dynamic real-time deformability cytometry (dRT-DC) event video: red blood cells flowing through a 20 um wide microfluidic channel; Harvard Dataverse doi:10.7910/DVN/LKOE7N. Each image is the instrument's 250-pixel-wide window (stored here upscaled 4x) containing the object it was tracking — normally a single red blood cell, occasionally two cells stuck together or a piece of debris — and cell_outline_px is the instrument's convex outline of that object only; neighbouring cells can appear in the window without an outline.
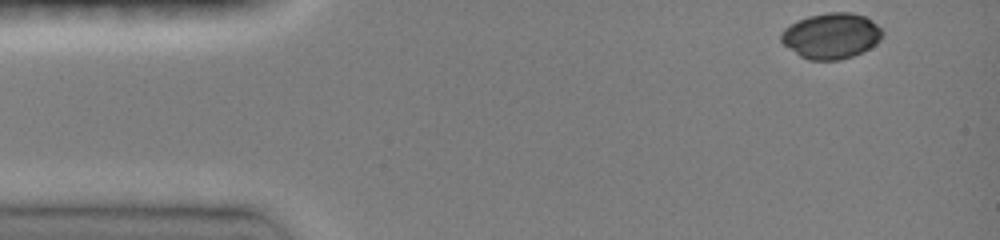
{"species": "common noctule bat (a hibernating species)", "species_latin": "Nyctalus noctula", "temperature_condition": "room temperature", "stored_images_in_passage": 23, "camera_frame_rate_fps": 3000, "um_per_image_px": 0.085, "animal": {"sex": "female", "body_mass_g": 19.0, "forearm_length_mm": 51.5}, "frame": {"image": 1, "passage_image": 1, "time_ms": 0.0, "image_size_px": [1000, 240], "cell_outline_px": [[884, 32], [880, 40], [876, 44], [852, 56], [840, 60], [808, 60], [800, 56], [784, 44], [780, 40], [780, 32], [784, 28], [796, 20], [808, 16], [828, 12], [852, 12], [864, 16], [872, 20]], "centroid_in_image_um": [70.64, 3.03], "position_along_channel_um": 14.4, "area_um2": 27.05}}
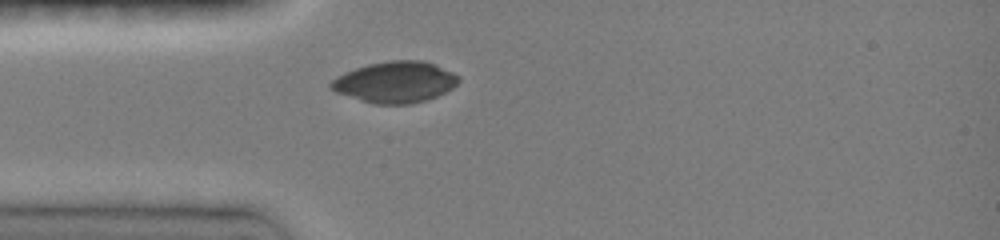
{"frame": {"image": 2, "passage_image": 16, "time_ms": 3.0, "image_size_px": [1000, 240], "cell_outline_px": [[460, 80], [452, 88], [436, 96], [424, 100], [408, 104], [376, 104], [360, 100], [336, 92], [328, 88], [328, 84], [336, 76], [344, 72], [368, 64], [392, 60], [424, 60], [436, 64], [460, 76]], "centroid_in_image_um": [33.57, 6.96], "position_along_channel_um": 51.4, "area_um2": 30.63}}